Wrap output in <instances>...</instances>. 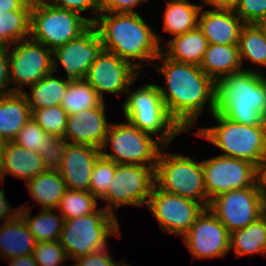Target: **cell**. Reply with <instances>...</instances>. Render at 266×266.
Segmentation results:
<instances>
[{
    "label": "cell",
    "mask_w": 266,
    "mask_h": 266,
    "mask_svg": "<svg viewBox=\"0 0 266 266\" xmlns=\"http://www.w3.org/2000/svg\"><path fill=\"white\" fill-rule=\"evenodd\" d=\"M44 171L46 168L39 153L18 146L12 141L5 143L0 166L1 181L4 182L6 175L9 174L28 183Z\"/></svg>",
    "instance_id": "21"
},
{
    "label": "cell",
    "mask_w": 266,
    "mask_h": 266,
    "mask_svg": "<svg viewBox=\"0 0 266 266\" xmlns=\"http://www.w3.org/2000/svg\"><path fill=\"white\" fill-rule=\"evenodd\" d=\"M36 243V239L19 214L0 226V256L3 258L32 255Z\"/></svg>",
    "instance_id": "22"
},
{
    "label": "cell",
    "mask_w": 266,
    "mask_h": 266,
    "mask_svg": "<svg viewBox=\"0 0 266 266\" xmlns=\"http://www.w3.org/2000/svg\"><path fill=\"white\" fill-rule=\"evenodd\" d=\"M5 143L6 142L0 138V166L2 162V154H3V148H4Z\"/></svg>",
    "instance_id": "51"
},
{
    "label": "cell",
    "mask_w": 266,
    "mask_h": 266,
    "mask_svg": "<svg viewBox=\"0 0 266 266\" xmlns=\"http://www.w3.org/2000/svg\"><path fill=\"white\" fill-rule=\"evenodd\" d=\"M215 112L244 125H266V77L243 69L215 81Z\"/></svg>",
    "instance_id": "3"
},
{
    "label": "cell",
    "mask_w": 266,
    "mask_h": 266,
    "mask_svg": "<svg viewBox=\"0 0 266 266\" xmlns=\"http://www.w3.org/2000/svg\"><path fill=\"white\" fill-rule=\"evenodd\" d=\"M205 5H210L213 8L234 9L239 0H202Z\"/></svg>",
    "instance_id": "47"
},
{
    "label": "cell",
    "mask_w": 266,
    "mask_h": 266,
    "mask_svg": "<svg viewBox=\"0 0 266 266\" xmlns=\"http://www.w3.org/2000/svg\"><path fill=\"white\" fill-rule=\"evenodd\" d=\"M199 67L214 81L243 70L238 44H208Z\"/></svg>",
    "instance_id": "25"
},
{
    "label": "cell",
    "mask_w": 266,
    "mask_h": 266,
    "mask_svg": "<svg viewBox=\"0 0 266 266\" xmlns=\"http://www.w3.org/2000/svg\"><path fill=\"white\" fill-rule=\"evenodd\" d=\"M100 149L85 144L66 143L62 164L58 170L69 190L89 191L95 162Z\"/></svg>",
    "instance_id": "18"
},
{
    "label": "cell",
    "mask_w": 266,
    "mask_h": 266,
    "mask_svg": "<svg viewBox=\"0 0 266 266\" xmlns=\"http://www.w3.org/2000/svg\"><path fill=\"white\" fill-rule=\"evenodd\" d=\"M32 118L46 134L64 137L68 114L61 105L34 109L32 111Z\"/></svg>",
    "instance_id": "35"
},
{
    "label": "cell",
    "mask_w": 266,
    "mask_h": 266,
    "mask_svg": "<svg viewBox=\"0 0 266 266\" xmlns=\"http://www.w3.org/2000/svg\"><path fill=\"white\" fill-rule=\"evenodd\" d=\"M105 110L103 101L98 107L68 115L64 134L66 142L100 149L111 125L106 119Z\"/></svg>",
    "instance_id": "19"
},
{
    "label": "cell",
    "mask_w": 266,
    "mask_h": 266,
    "mask_svg": "<svg viewBox=\"0 0 266 266\" xmlns=\"http://www.w3.org/2000/svg\"><path fill=\"white\" fill-rule=\"evenodd\" d=\"M33 0H0V14L12 10H31Z\"/></svg>",
    "instance_id": "46"
},
{
    "label": "cell",
    "mask_w": 266,
    "mask_h": 266,
    "mask_svg": "<svg viewBox=\"0 0 266 266\" xmlns=\"http://www.w3.org/2000/svg\"><path fill=\"white\" fill-rule=\"evenodd\" d=\"M182 237L194 259L225 257L230 251V233L209 208Z\"/></svg>",
    "instance_id": "17"
},
{
    "label": "cell",
    "mask_w": 266,
    "mask_h": 266,
    "mask_svg": "<svg viewBox=\"0 0 266 266\" xmlns=\"http://www.w3.org/2000/svg\"><path fill=\"white\" fill-rule=\"evenodd\" d=\"M117 164L102 155L94 164L90 179L89 192L98 200L102 199L108 190V186L116 172Z\"/></svg>",
    "instance_id": "36"
},
{
    "label": "cell",
    "mask_w": 266,
    "mask_h": 266,
    "mask_svg": "<svg viewBox=\"0 0 266 266\" xmlns=\"http://www.w3.org/2000/svg\"><path fill=\"white\" fill-rule=\"evenodd\" d=\"M32 118V111L23 93L13 92L0 97V138L13 141L20 129Z\"/></svg>",
    "instance_id": "24"
},
{
    "label": "cell",
    "mask_w": 266,
    "mask_h": 266,
    "mask_svg": "<svg viewBox=\"0 0 266 266\" xmlns=\"http://www.w3.org/2000/svg\"><path fill=\"white\" fill-rule=\"evenodd\" d=\"M97 200L89 191L67 189L56 211L63 216L64 220L90 215L98 208Z\"/></svg>",
    "instance_id": "34"
},
{
    "label": "cell",
    "mask_w": 266,
    "mask_h": 266,
    "mask_svg": "<svg viewBox=\"0 0 266 266\" xmlns=\"http://www.w3.org/2000/svg\"><path fill=\"white\" fill-rule=\"evenodd\" d=\"M147 206L162 231L178 236H183L206 208L200 202L165 192L156 186Z\"/></svg>",
    "instance_id": "14"
},
{
    "label": "cell",
    "mask_w": 266,
    "mask_h": 266,
    "mask_svg": "<svg viewBox=\"0 0 266 266\" xmlns=\"http://www.w3.org/2000/svg\"><path fill=\"white\" fill-rule=\"evenodd\" d=\"M46 133L44 130L36 123V121L31 118L18 132L16 137L12 142L26 148L31 151H36L40 154L43 151L44 141Z\"/></svg>",
    "instance_id": "38"
},
{
    "label": "cell",
    "mask_w": 266,
    "mask_h": 266,
    "mask_svg": "<svg viewBox=\"0 0 266 266\" xmlns=\"http://www.w3.org/2000/svg\"><path fill=\"white\" fill-rule=\"evenodd\" d=\"M155 186V167L137 164H117L116 172L102 200L110 214L123 205L141 207L148 204Z\"/></svg>",
    "instance_id": "10"
},
{
    "label": "cell",
    "mask_w": 266,
    "mask_h": 266,
    "mask_svg": "<svg viewBox=\"0 0 266 266\" xmlns=\"http://www.w3.org/2000/svg\"><path fill=\"white\" fill-rule=\"evenodd\" d=\"M232 249L236 258L255 253L266 256V216L264 214L245 228L230 233L229 250Z\"/></svg>",
    "instance_id": "27"
},
{
    "label": "cell",
    "mask_w": 266,
    "mask_h": 266,
    "mask_svg": "<svg viewBox=\"0 0 266 266\" xmlns=\"http://www.w3.org/2000/svg\"><path fill=\"white\" fill-rule=\"evenodd\" d=\"M76 264L70 266H129L127 262H115L110 253L108 252V247L100 251H96L90 254H87L84 257L74 260Z\"/></svg>",
    "instance_id": "42"
},
{
    "label": "cell",
    "mask_w": 266,
    "mask_h": 266,
    "mask_svg": "<svg viewBox=\"0 0 266 266\" xmlns=\"http://www.w3.org/2000/svg\"><path fill=\"white\" fill-rule=\"evenodd\" d=\"M208 208L229 233L243 229L263 215L262 188L249 187L221 193L210 200Z\"/></svg>",
    "instance_id": "13"
},
{
    "label": "cell",
    "mask_w": 266,
    "mask_h": 266,
    "mask_svg": "<svg viewBox=\"0 0 266 266\" xmlns=\"http://www.w3.org/2000/svg\"><path fill=\"white\" fill-rule=\"evenodd\" d=\"M243 25L234 9L213 8L202 11L201 8L198 17V27L208 44H238Z\"/></svg>",
    "instance_id": "20"
},
{
    "label": "cell",
    "mask_w": 266,
    "mask_h": 266,
    "mask_svg": "<svg viewBox=\"0 0 266 266\" xmlns=\"http://www.w3.org/2000/svg\"><path fill=\"white\" fill-rule=\"evenodd\" d=\"M30 23L31 10H12L1 13L0 46L11 48L12 44L28 39Z\"/></svg>",
    "instance_id": "33"
},
{
    "label": "cell",
    "mask_w": 266,
    "mask_h": 266,
    "mask_svg": "<svg viewBox=\"0 0 266 266\" xmlns=\"http://www.w3.org/2000/svg\"><path fill=\"white\" fill-rule=\"evenodd\" d=\"M10 260L9 266H38L33 255L18 256Z\"/></svg>",
    "instance_id": "48"
},
{
    "label": "cell",
    "mask_w": 266,
    "mask_h": 266,
    "mask_svg": "<svg viewBox=\"0 0 266 266\" xmlns=\"http://www.w3.org/2000/svg\"><path fill=\"white\" fill-rule=\"evenodd\" d=\"M165 148L167 146L161 149L155 166V186L165 192L200 202L208 208L202 161L197 162L175 153L164 154Z\"/></svg>",
    "instance_id": "7"
},
{
    "label": "cell",
    "mask_w": 266,
    "mask_h": 266,
    "mask_svg": "<svg viewBox=\"0 0 266 266\" xmlns=\"http://www.w3.org/2000/svg\"><path fill=\"white\" fill-rule=\"evenodd\" d=\"M19 214V207L12 208V205L5 198V192L0 188V221L8 222L13 220Z\"/></svg>",
    "instance_id": "45"
},
{
    "label": "cell",
    "mask_w": 266,
    "mask_h": 266,
    "mask_svg": "<svg viewBox=\"0 0 266 266\" xmlns=\"http://www.w3.org/2000/svg\"><path fill=\"white\" fill-rule=\"evenodd\" d=\"M9 86L8 47L0 46V97L13 93Z\"/></svg>",
    "instance_id": "44"
},
{
    "label": "cell",
    "mask_w": 266,
    "mask_h": 266,
    "mask_svg": "<svg viewBox=\"0 0 266 266\" xmlns=\"http://www.w3.org/2000/svg\"><path fill=\"white\" fill-rule=\"evenodd\" d=\"M53 73L54 72L46 75L44 78L31 85L30 96L27 92H22L31 111L39 108L61 105V101L66 94L69 81L64 77H54Z\"/></svg>",
    "instance_id": "29"
},
{
    "label": "cell",
    "mask_w": 266,
    "mask_h": 266,
    "mask_svg": "<svg viewBox=\"0 0 266 266\" xmlns=\"http://www.w3.org/2000/svg\"><path fill=\"white\" fill-rule=\"evenodd\" d=\"M258 183L261 188H266V154L263 156L258 167Z\"/></svg>",
    "instance_id": "49"
},
{
    "label": "cell",
    "mask_w": 266,
    "mask_h": 266,
    "mask_svg": "<svg viewBox=\"0 0 266 266\" xmlns=\"http://www.w3.org/2000/svg\"><path fill=\"white\" fill-rule=\"evenodd\" d=\"M8 47L9 80L12 92L22 93L23 86H31L53 72L52 50L31 38Z\"/></svg>",
    "instance_id": "12"
},
{
    "label": "cell",
    "mask_w": 266,
    "mask_h": 266,
    "mask_svg": "<svg viewBox=\"0 0 266 266\" xmlns=\"http://www.w3.org/2000/svg\"><path fill=\"white\" fill-rule=\"evenodd\" d=\"M261 25L264 27V29L266 30V19L261 23Z\"/></svg>",
    "instance_id": "52"
},
{
    "label": "cell",
    "mask_w": 266,
    "mask_h": 266,
    "mask_svg": "<svg viewBox=\"0 0 266 266\" xmlns=\"http://www.w3.org/2000/svg\"><path fill=\"white\" fill-rule=\"evenodd\" d=\"M130 85L122 110L125 119L140 130L157 136V140L164 146L172 142L173 138L184 132L169 116L158 86L147 83L135 90Z\"/></svg>",
    "instance_id": "4"
},
{
    "label": "cell",
    "mask_w": 266,
    "mask_h": 266,
    "mask_svg": "<svg viewBox=\"0 0 266 266\" xmlns=\"http://www.w3.org/2000/svg\"><path fill=\"white\" fill-rule=\"evenodd\" d=\"M263 191V214L266 216V188H262Z\"/></svg>",
    "instance_id": "50"
},
{
    "label": "cell",
    "mask_w": 266,
    "mask_h": 266,
    "mask_svg": "<svg viewBox=\"0 0 266 266\" xmlns=\"http://www.w3.org/2000/svg\"><path fill=\"white\" fill-rule=\"evenodd\" d=\"M139 128L127 123H111L104 143L100 148L101 155L116 164H137L155 167L158 155L164 145L156 141ZM111 145V153H106Z\"/></svg>",
    "instance_id": "9"
},
{
    "label": "cell",
    "mask_w": 266,
    "mask_h": 266,
    "mask_svg": "<svg viewBox=\"0 0 266 266\" xmlns=\"http://www.w3.org/2000/svg\"><path fill=\"white\" fill-rule=\"evenodd\" d=\"M103 100L97 91L85 80L69 81L61 107L68 115L98 107Z\"/></svg>",
    "instance_id": "32"
},
{
    "label": "cell",
    "mask_w": 266,
    "mask_h": 266,
    "mask_svg": "<svg viewBox=\"0 0 266 266\" xmlns=\"http://www.w3.org/2000/svg\"><path fill=\"white\" fill-rule=\"evenodd\" d=\"M43 151H40L46 170L58 171L63 160L66 140L64 137L45 135Z\"/></svg>",
    "instance_id": "39"
},
{
    "label": "cell",
    "mask_w": 266,
    "mask_h": 266,
    "mask_svg": "<svg viewBox=\"0 0 266 266\" xmlns=\"http://www.w3.org/2000/svg\"><path fill=\"white\" fill-rule=\"evenodd\" d=\"M162 45L161 52L171 60L200 66L208 42L201 29L196 28L175 36Z\"/></svg>",
    "instance_id": "23"
},
{
    "label": "cell",
    "mask_w": 266,
    "mask_h": 266,
    "mask_svg": "<svg viewBox=\"0 0 266 266\" xmlns=\"http://www.w3.org/2000/svg\"><path fill=\"white\" fill-rule=\"evenodd\" d=\"M91 24L80 14L52 6L46 0H33L30 36L50 50L77 39Z\"/></svg>",
    "instance_id": "8"
},
{
    "label": "cell",
    "mask_w": 266,
    "mask_h": 266,
    "mask_svg": "<svg viewBox=\"0 0 266 266\" xmlns=\"http://www.w3.org/2000/svg\"><path fill=\"white\" fill-rule=\"evenodd\" d=\"M49 4L60 9H66L80 14L81 12L93 10L96 14L89 18L91 25L96 21L98 14L101 12L99 0H47Z\"/></svg>",
    "instance_id": "41"
},
{
    "label": "cell",
    "mask_w": 266,
    "mask_h": 266,
    "mask_svg": "<svg viewBox=\"0 0 266 266\" xmlns=\"http://www.w3.org/2000/svg\"><path fill=\"white\" fill-rule=\"evenodd\" d=\"M118 218L103 207L94 213L64 220L58 241L69 260L107 248L109 236L120 237Z\"/></svg>",
    "instance_id": "6"
},
{
    "label": "cell",
    "mask_w": 266,
    "mask_h": 266,
    "mask_svg": "<svg viewBox=\"0 0 266 266\" xmlns=\"http://www.w3.org/2000/svg\"><path fill=\"white\" fill-rule=\"evenodd\" d=\"M234 11L244 24H261L266 19V0H239Z\"/></svg>",
    "instance_id": "40"
},
{
    "label": "cell",
    "mask_w": 266,
    "mask_h": 266,
    "mask_svg": "<svg viewBox=\"0 0 266 266\" xmlns=\"http://www.w3.org/2000/svg\"><path fill=\"white\" fill-rule=\"evenodd\" d=\"M33 257L38 266H62L68 260L65 249L57 241L37 242Z\"/></svg>",
    "instance_id": "37"
},
{
    "label": "cell",
    "mask_w": 266,
    "mask_h": 266,
    "mask_svg": "<svg viewBox=\"0 0 266 266\" xmlns=\"http://www.w3.org/2000/svg\"><path fill=\"white\" fill-rule=\"evenodd\" d=\"M93 26L106 51L115 53L139 71L144 61L153 65L161 53L163 39L137 12H100ZM133 59L141 61L135 63Z\"/></svg>",
    "instance_id": "2"
},
{
    "label": "cell",
    "mask_w": 266,
    "mask_h": 266,
    "mask_svg": "<svg viewBox=\"0 0 266 266\" xmlns=\"http://www.w3.org/2000/svg\"><path fill=\"white\" fill-rule=\"evenodd\" d=\"M142 73L131 63L121 59L115 53L104 50L92 63L84 78L104 101V92L127 96L129 86Z\"/></svg>",
    "instance_id": "16"
},
{
    "label": "cell",
    "mask_w": 266,
    "mask_h": 266,
    "mask_svg": "<svg viewBox=\"0 0 266 266\" xmlns=\"http://www.w3.org/2000/svg\"><path fill=\"white\" fill-rule=\"evenodd\" d=\"M207 199L221 193L249 187H260L258 167L240 158L218 155L202 161Z\"/></svg>",
    "instance_id": "11"
},
{
    "label": "cell",
    "mask_w": 266,
    "mask_h": 266,
    "mask_svg": "<svg viewBox=\"0 0 266 266\" xmlns=\"http://www.w3.org/2000/svg\"><path fill=\"white\" fill-rule=\"evenodd\" d=\"M55 210L42 209L39 214L31 217V210L27 204L19 207V215L24 219L37 242L57 241L59 239L64 219L61 214H55Z\"/></svg>",
    "instance_id": "30"
},
{
    "label": "cell",
    "mask_w": 266,
    "mask_h": 266,
    "mask_svg": "<svg viewBox=\"0 0 266 266\" xmlns=\"http://www.w3.org/2000/svg\"><path fill=\"white\" fill-rule=\"evenodd\" d=\"M155 60L163 61L156 69L166 84L157 86L166 110L184 132L190 131L206 103L211 115L215 112V81L198 65L171 60L162 52Z\"/></svg>",
    "instance_id": "1"
},
{
    "label": "cell",
    "mask_w": 266,
    "mask_h": 266,
    "mask_svg": "<svg viewBox=\"0 0 266 266\" xmlns=\"http://www.w3.org/2000/svg\"><path fill=\"white\" fill-rule=\"evenodd\" d=\"M165 8L163 31L175 37L198 26V17L203 6L191 4L188 0H166Z\"/></svg>",
    "instance_id": "28"
},
{
    "label": "cell",
    "mask_w": 266,
    "mask_h": 266,
    "mask_svg": "<svg viewBox=\"0 0 266 266\" xmlns=\"http://www.w3.org/2000/svg\"><path fill=\"white\" fill-rule=\"evenodd\" d=\"M212 116L218 125L199 128L196 135L220 148L221 156L248 160L259 167L266 154V125L240 124L219 112Z\"/></svg>",
    "instance_id": "5"
},
{
    "label": "cell",
    "mask_w": 266,
    "mask_h": 266,
    "mask_svg": "<svg viewBox=\"0 0 266 266\" xmlns=\"http://www.w3.org/2000/svg\"><path fill=\"white\" fill-rule=\"evenodd\" d=\"M239 55L252 65L266 66V30L261 24H244L239 35Z\"/></svg>",
    "instance_id": "31"
},
{
    "label": "cell",
    "mask_w": 266,
    "mask_h": 266,
    "mask_svg": "<svg viewBox=\"0 0 266 266\" xmlns=\"http://www.w3.org/2000/svg\"><path fill=\"white\" fill-rule=\"evenodd\" d=\"M104 50L97 29L91 25L77 39L52 51L53 72L58 71V65L62 64L68 81L82 80Z\"/></svg>",
    "instance_id": "15"
},
{
    "label": "cell",
    "mask_w": 266,
    "mask_h": 266,
    "mask_svg": "<svg viewBox=\"0 0 266 266\" xmlns=\"http://www.w3.org/2000/svg\"><path fill=\"white\" fill-rule=\"evenodd\" d=\"M149 0H99L101 12H130L134 13V8Z\"/></svg>",
    "instance_id": "43"
},
{
    "label": "cell",
    "mask_w": 266,
    "mask_h": 266,
    "mask_svg": "<svg viewBox=\"0 0 266 266\" xmlns=\"http://www.w3.org/2000/svg\"><path fill=\"white\" fill-rule=\"evenodd\" d=\"M32 198L41 205L42 209H57L64 192L66 183L58 171L46 170L26 183Z\"/></svg>",
    "instance_id": "26"
}]
</instances>
